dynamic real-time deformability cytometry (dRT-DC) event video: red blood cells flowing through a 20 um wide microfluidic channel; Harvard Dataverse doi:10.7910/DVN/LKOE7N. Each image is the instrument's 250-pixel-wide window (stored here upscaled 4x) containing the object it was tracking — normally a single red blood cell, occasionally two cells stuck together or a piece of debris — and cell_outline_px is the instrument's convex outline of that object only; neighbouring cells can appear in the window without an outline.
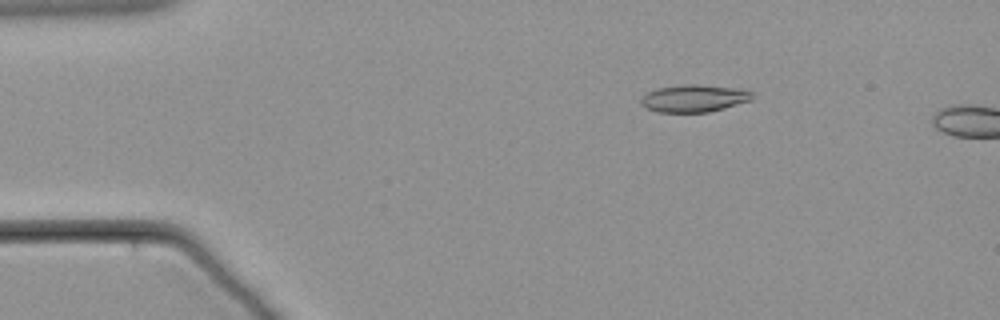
{"species": "common noctule bat (a hibernating species)", "species_latin": "Nyctalus noctula", "temperature_condition": "warm", "stored_images_in_passage": 14, "camera_frame_rate_fps": 3000, "um_per_image_px": 0.085, "animal": {"sex": "male", "body_mass_g": 21.5, "forearm_length_mm": 52.0}, "frame": {"image": 1, "passage_image": 10, "time_ms": 3.0, "image_size_px": [1000, 320], "cell_outline_px": [[752, 100], [724, 108], [708, 112], [656, 112], [644, 108], [640, 104], [640, 100], [648, 92], [656, 88], [684, 84], [696, 84], [740, 88], [752, 92]], "centroid_in_image_um": [58.97, 8.36], "position_along_channel_um": 26.0, "area_um2": 17.86}}